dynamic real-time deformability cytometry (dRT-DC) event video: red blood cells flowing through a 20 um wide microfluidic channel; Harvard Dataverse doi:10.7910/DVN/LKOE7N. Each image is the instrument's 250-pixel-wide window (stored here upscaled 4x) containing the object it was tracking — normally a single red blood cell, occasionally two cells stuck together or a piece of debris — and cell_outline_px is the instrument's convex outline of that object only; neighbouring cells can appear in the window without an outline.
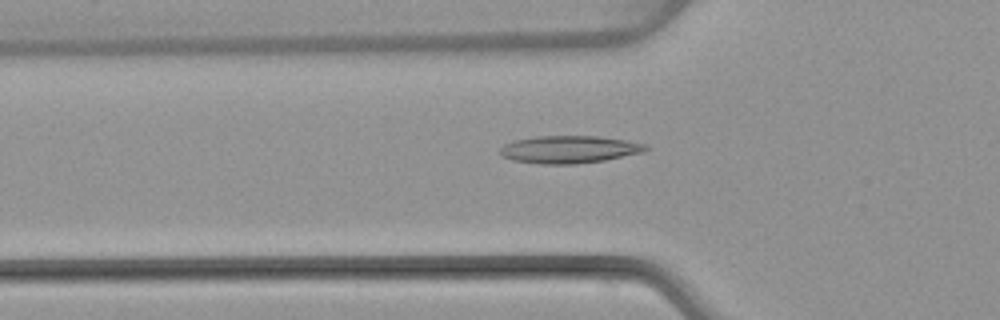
{"species": "common noctule bat (a hibernating species)", "species_latin": "Nyctalus noctula", "temperature_condition": "warm", "stored_images_in_passage": 50, "camera_frame_rate_fps": 3000, "um_per_image_px": 0.085, "animal": {"sex": "female", "body_mass_g": 22.7, "forearm_length_mm": 54.2}, "frame": {"image": 1, "passage_image": 17, "time_ms": 5.333, "image_size_px": [1000, 320], "cell_outline_px": [[648, 148], [644, 152], [604, 160], [576, 164], [540, 164], [512, 160], [504, 156], [500, 152], [500, 148], [504, 144], [516, 140], [536, 136], [596, 136], [624, 140], [644, 144]], "centroid_in_image_um": [48.36, 12.7], "position_along_channel_um": 77.4, "area_um2": 23.12}}
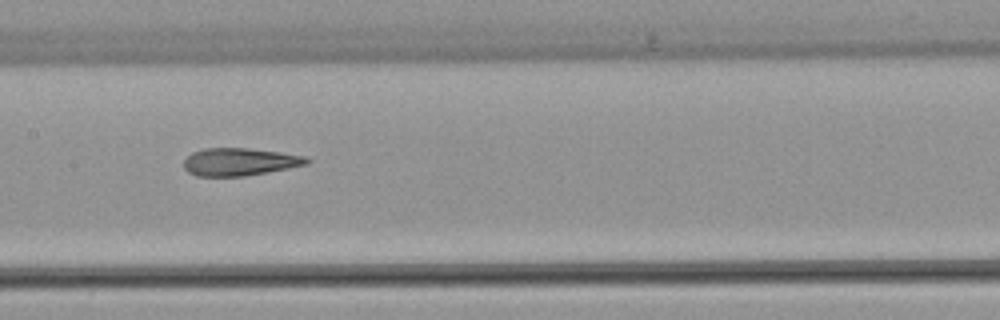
{"frame": {"image": 2, "passage_image": 25, "time_ms": 8.0, "image_size_px": [1000, 320], "cell_outline_px": [[312, 160], [308, 164], [268, 172], [244, 176], [196, 176], [188, 172], [184, 168], [184, 160], [192, 152], [204, 148], [248, 148], [280, 152], [304, 156]], "centroid_in_image_um": [20.36, 13.75], "position_along_channel_um": 187.0, "area_um2": 19.83}}
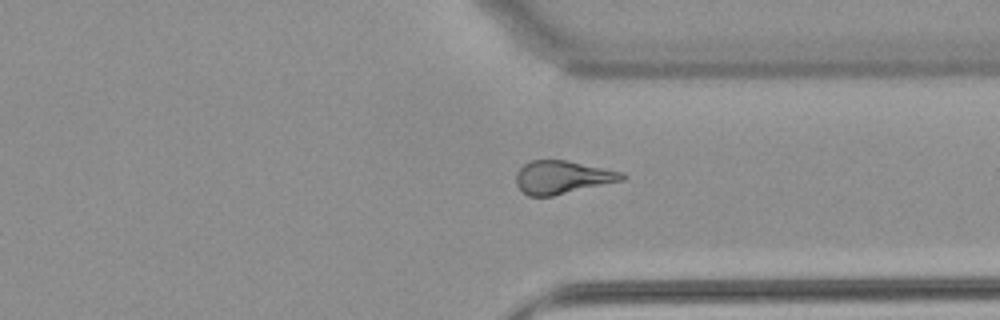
{"frame": {"image": 3, "passage_image": 38, "time_ms": 12.333, "image_size_px": [1000, 320], "cell_outline_px": [[628, 176], [624, 180], [552, 196], [528, 196], [516, 184], [516, 172], [524, 164], [532, 160], [564, 160], [624, 172]], "centroid_in_image_um": [47.81, 15.06], "position_along_channel_um": 363.6, "area_um2": 20.35}, "authors_computed_cell_mechanics": {"area_um2": 20.8369, "velocity_mm_per_s": 4.0817, "shape_relaxation_time_tau1_ms": null, "shape_relaxation_time_tau2_ms": 2.4066, "deformation_change_tau1": null, "deformation_change_tau2": 0.1134}}